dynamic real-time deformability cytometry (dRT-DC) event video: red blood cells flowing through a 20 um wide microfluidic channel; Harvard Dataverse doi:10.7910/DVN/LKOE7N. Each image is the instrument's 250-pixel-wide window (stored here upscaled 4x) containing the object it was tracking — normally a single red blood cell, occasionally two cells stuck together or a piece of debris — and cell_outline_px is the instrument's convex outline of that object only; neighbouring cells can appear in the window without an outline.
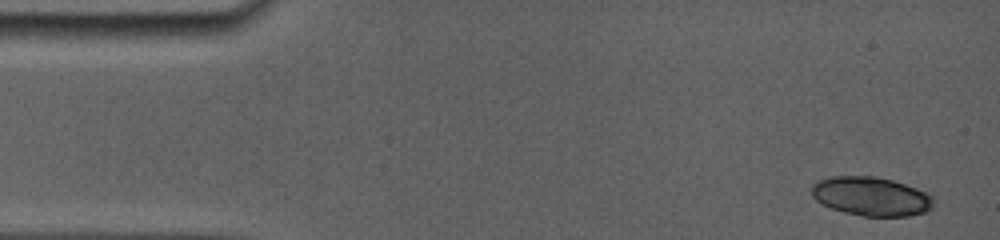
{"species": "common noctule bat (a hibernating species)", "species_latin": "Nyctalus noctula", "temperature_condition": "room temperature", "stored_images_in_passage": 4, "camera_frame_rate_fps": 5000, "um_per_image_px": 0.085, "animal": {"sex": "female", "body_mass_g": 19.0, "forearm_length_mm": 56.7}, "frame": {"image": 1, "passage_image": 1, "time_ms": 0.0, "image_size_px": [1000, 240], "cell_outline_px": [[932, 208], [928, 212], [908, 216], [864, 216], [844, 212], [832, 208], [816, 200], [812, 196], [812, 184], [820, 180], [836, 176], [876, 176], [892, 180], [916, 188], [932, 196]], "centroid_in_image_um": [74.06, 16.69], "position_along_channel_um": 10.9, "area_um2": 27.46}}